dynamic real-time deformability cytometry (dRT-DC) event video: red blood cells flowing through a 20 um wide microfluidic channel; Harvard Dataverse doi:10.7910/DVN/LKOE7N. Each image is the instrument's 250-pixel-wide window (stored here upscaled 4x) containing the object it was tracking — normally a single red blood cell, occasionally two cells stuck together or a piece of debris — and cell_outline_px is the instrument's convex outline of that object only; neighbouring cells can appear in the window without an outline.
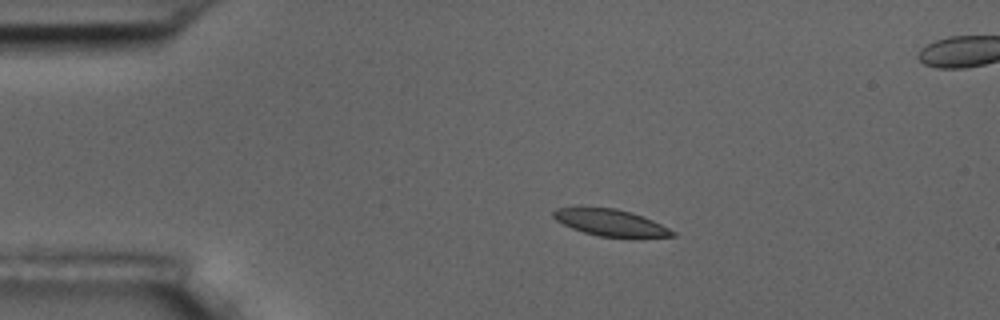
{"species": "common noctule bat (a hibernating species)", "species_latin": "Nyctalus noctula", "temperature_condition": "room temperature", "stored_images_in_passage": 16, "camera_frame_rate_fps": 3000, "um_per_image_px": 0.085, "animal": {"sex": "male", "body_mass_g": 17.5, "forearm_length_mm": 52.3}, "frame": {"image": 1, "passage_image": 3, "time_ms": 3.333, "image_size_px": [1000, 320], "cell_outline_px": [[676, 236], [600, 236], [584, 232], [572, 228], [556, 220], [552, 216], [552, 212], [556, 208], [580, 204], [616, 208], [632, 212], [644, 216], [676, 232]], "centroid_in_image_um": [51.78, 18.84], "position_along_channel_um": 33.2, "area_um2": 18.79}}
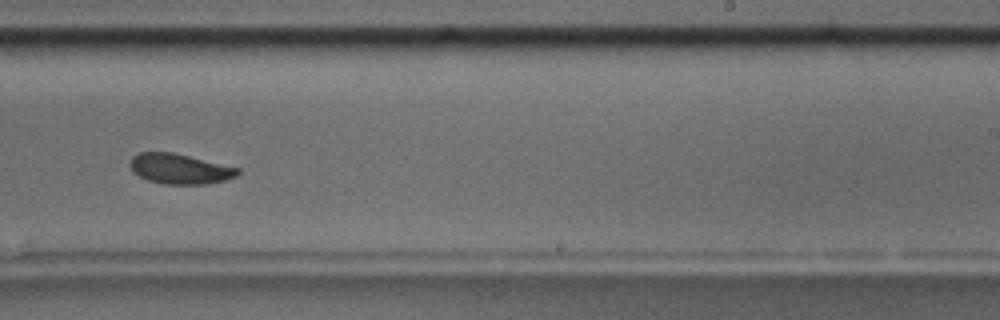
{"frame": {"image": 2, "passage_image": 10, "time_ms": 11.333, "image_size_px": [1000, 320], "cell_outline_px": [[240, 172], [236, 176], [224, 180], [208, 184], [164, 184], [148, 180], [132, 172], [128, 164], [132, 156], [136, 152], [172, 152], [240, 168]], "centroid_in_image_um": [15.24, 14.34], "position_along_channel_um": 273.8, "area_um2": 19.02}}
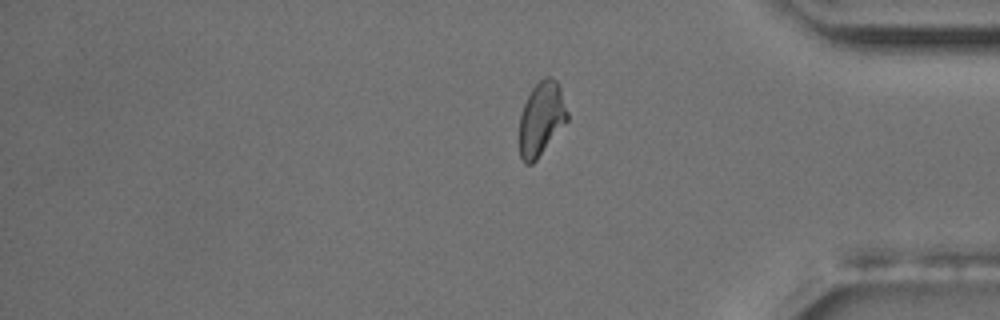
{"frame": {"image": 3, "passage_image": 16, "time_ms": 19.333, "image_size_px": [1000, 320], "cell_outline_px": [[568, 120], [536, 160], [532, 164], [524, 164], [520, 156], [520, 116], [524, 104], [532, 88], [544, 76], [552, 76], [556, 80], [560, 88], [568, 112]], "centroid_in_image_um": [46.02, 10.08], "position_along_channel_um": 389.2, "area_um2": 20.46}, "authors_computed_cell_mechanics": {"area_um2": 19.5075, "velocity_mm_per_s": 3.5948, "shape_relaxation_time_tau1_ms": 1.8127, "shape_relaxation_time_tau2_ms": 2.9217, "deformation_change_tau1": 0.0956, "deformation_change_tau2": 0.0686}}